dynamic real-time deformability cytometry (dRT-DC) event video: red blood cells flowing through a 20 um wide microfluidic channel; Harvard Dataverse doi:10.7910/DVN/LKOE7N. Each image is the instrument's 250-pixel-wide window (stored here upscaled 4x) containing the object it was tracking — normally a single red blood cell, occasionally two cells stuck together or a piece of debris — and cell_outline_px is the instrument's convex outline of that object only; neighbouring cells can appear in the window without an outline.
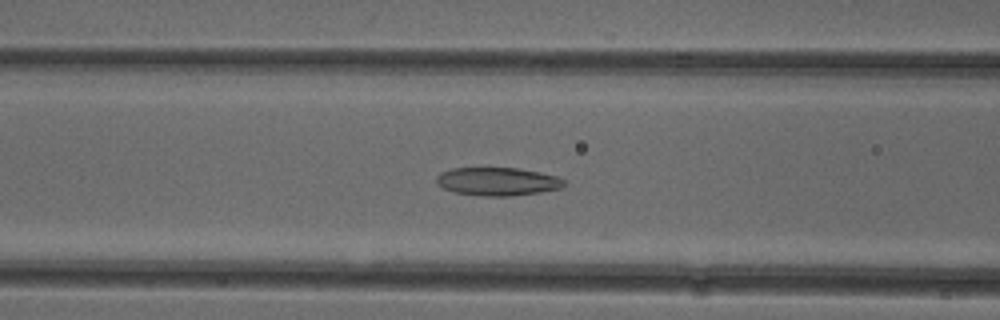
{"species": "common noctule bat (a hibernating species)", "species_latin": "Nyctalus noctula", "temperature_condition": "cold", "stored_images_in_passage": 45, "camera_frame_rate_fps": 3000, "um_per_image_px": 0.085, "animal": {"sex": "female"}, "frame": {"image": 1, "passage_image": 14, "time_ms": 4.333, "image_size_px": [1000, 320], "cell_outline_px": [[568, 184], [560, 188], [540, 192], [512, 196], [480, 196], [452, 192], [436, 184], [436, 176], [440, 172], [452, 168], [520, 168], [540, 172], [556, 176], [564, 180]], "centroid_in_image_um": [42.27, 15.43], "position_along_channel_um": 124.3, "area_um2": 21.21}}
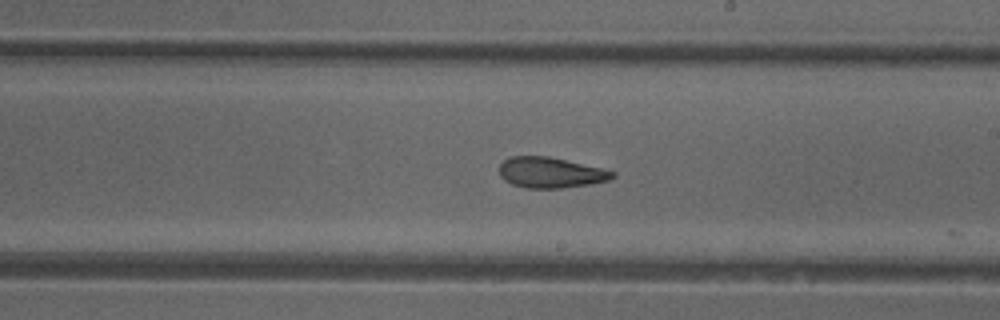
{"frame": {"image": 2, "passage_image": 23, "time_ms": 7.333, "image_size_px": [1000, 320], "cell_outline_px": [[616, 176], [608, 180], [588, 184], [560, 188], [524, 188], [512, 184], [504, 180], [500, 176], [500, 164], [508, 156], [548, 156], [604, 168], [616, 172]], "centroid_in_image_um": [46.8, 14.66], "position_along_channel_um": 242.2, "area_um2": 20.29}}
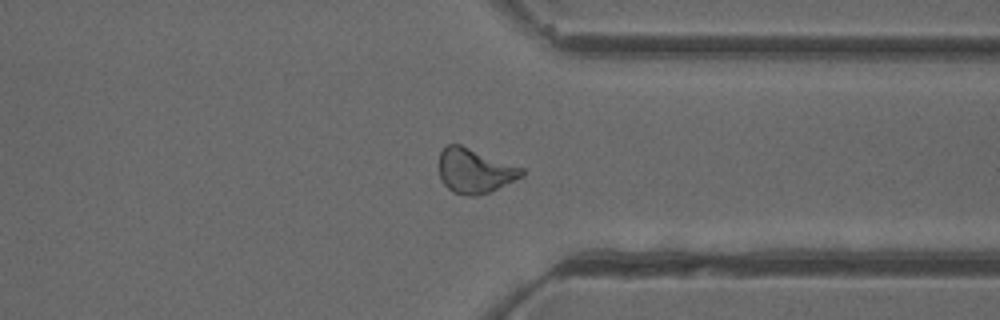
{"frame": {"image": 3, "passage_image": 33, "time_ms": 10.667, "image_size_px": [1000, 320], "cell_outline_px": [[524, 176], [488, 192], [476, 196], [468, 196], [452, 192], [440, 180], [440, 152], [448, 144], [460, 144], [524, 168]], "centroid_in_image_um": [40.35, 14.52], "position_along_channel_um": 371.0, "area_um2": 21.39}, "authors_computed_cell_mechanics": {"area_um2": 21.3282, "velocity_mm_per_s": 3.9305, "shape_relaxation_time_tau1_ms": null, "shape_relaxation_time_tau2_ms": 2.7944, "deformation_change_tau1": null, "deformation_change_tau2": 0.1013}}